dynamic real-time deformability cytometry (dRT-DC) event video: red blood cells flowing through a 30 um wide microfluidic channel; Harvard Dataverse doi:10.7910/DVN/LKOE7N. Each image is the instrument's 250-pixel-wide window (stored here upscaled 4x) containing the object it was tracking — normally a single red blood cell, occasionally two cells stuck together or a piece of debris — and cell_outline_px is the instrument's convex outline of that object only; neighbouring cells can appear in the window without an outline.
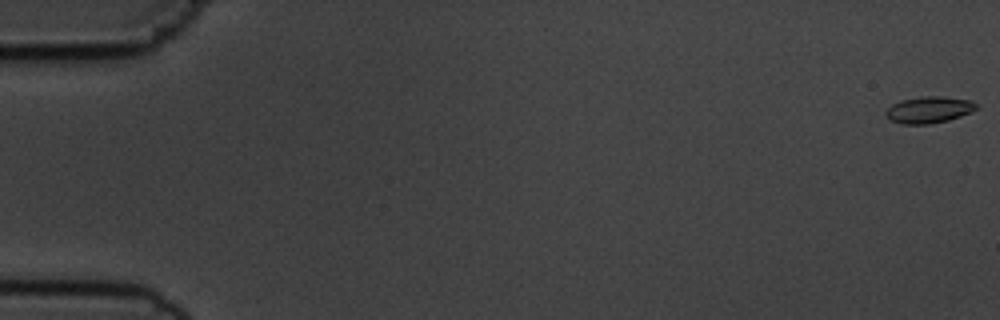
{"species": "common noctule bat (a hibernating species)", "species_latin": "Nyctalus noctula", "temperature_condition": "cold", "stored_images_in_passage": 56, "camera_frame_rate_fps": 3000, "um_per_image_px": 0.085, "animal": {"sex": "male", "body_mass_g": 19.5, "forearm_length_mm": 54.6}, "frame": {"image": 1, "passage_image": 1, "time_ms": 0.0, "image_size_px": [1000, 320], "cell_outline_px": [[976, 108], [972, 112], [948, 120], [928, 124], [900, 124], [888, 120], [884, 112], [892, 104], [900, 100], [920, 96], [940, 96], [972, 100], [976, 104]], "centroid_in_image_um": [78.91, 9.33], "position_along_channel_um": 6.1, "area_um2": 14.16}}
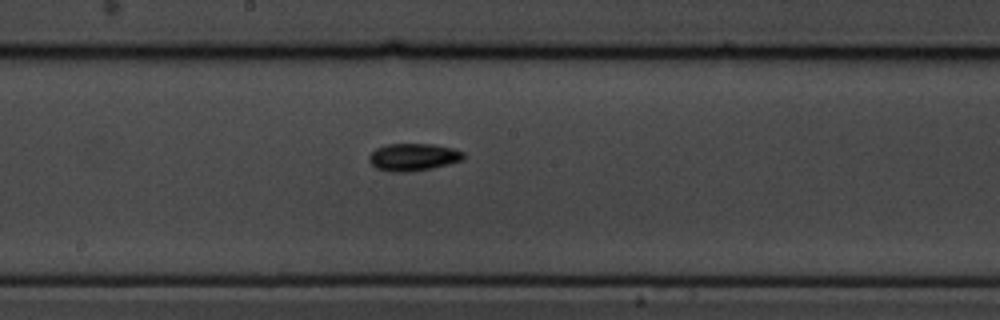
{"frame": {"image": 2, "passage_image": 31, "time_ms": 10.0, "image_size_px": [1000, 320], "cell_outline_px": [[464, 160], [432, 168], [408, 172], [392, 172], [376, 168], [368, 160], [368, 156], [376, 148], [388, 144], [432, 144], [452, 148], [464, 152]], "centroid_in_image_um": [35.12, 13.35], "position_along_channel_um": 213.1, "area_um2": 15.09}}
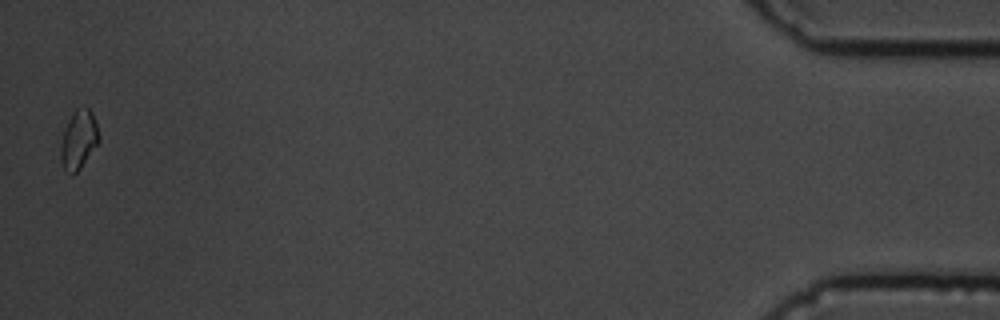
{"frame": {"image": 3, "passage_image": 56, "time_ms": 18.333, "image_size_px": [1000, 320], "cell_outline_px": [[100, 140], [80, 168], [72, 176], [64, 172], [60, 160], [60, 148], [64, 132], [72, 112], [76, 108], [84, 104], [92, 112], [100, 136]], "centroid_in_image_um": [6.68, 11.88], "position_along_channel_um": 428.5, "area_um2": 13.24}}